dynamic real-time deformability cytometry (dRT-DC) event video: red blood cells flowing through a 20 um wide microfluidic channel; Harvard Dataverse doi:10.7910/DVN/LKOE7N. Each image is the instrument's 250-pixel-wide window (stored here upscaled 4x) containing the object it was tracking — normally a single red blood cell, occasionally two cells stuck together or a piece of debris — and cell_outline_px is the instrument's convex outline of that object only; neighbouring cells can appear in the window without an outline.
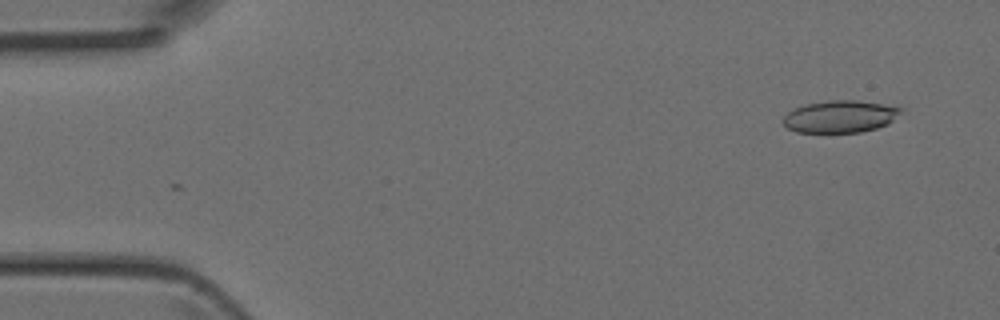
{"species": "Egyptian fruit bat (a non-hibernating species)", "species_latin": "Rousettus aegyptiacus", "temperature_condition": "room temperature", "stored_images_in_passage": 4, "camera_frame_rate_fps": 3000, "um_per_image_px": 0.085, "animal": {"sex": "female"}, "frame": {"image": 1, "passage_image": 1, "time_ms": 0.0, "image_size_px": [1000, 320], "cell_outline_px": [[904, 108], [888, 124], [876, 128], [860, 132], [796, 132], [788, 128], [780, 120], [792, 108], [804, 104], [828, 100], [856, 100], [900, 104]], "centroid_in_image_um": [71.45, 9.87], "position_along_channel_um": 13.6, "area_um2": 22.6}}
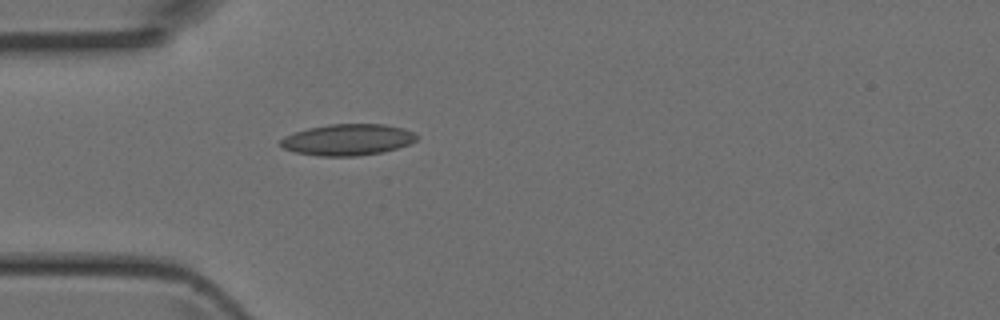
{"frame": {"image": 2, "passage_image": 4, "time_ms": 1.0, "image_size_px": [1000, 320], "cell_outline_px": [[420, 136], [416, 140], [408, 144], [384, 152], [356, 156], [320, 156], [296, 152], [284, 148], [280, 144], [280, 140], [284, 136], [308, 128], [328, 124], [384, 124], [404, 128]], "centroid_in_image_um": [29.57, 11.87], "position_along_channel_um": 55.4, "area_um2": 24.8}}